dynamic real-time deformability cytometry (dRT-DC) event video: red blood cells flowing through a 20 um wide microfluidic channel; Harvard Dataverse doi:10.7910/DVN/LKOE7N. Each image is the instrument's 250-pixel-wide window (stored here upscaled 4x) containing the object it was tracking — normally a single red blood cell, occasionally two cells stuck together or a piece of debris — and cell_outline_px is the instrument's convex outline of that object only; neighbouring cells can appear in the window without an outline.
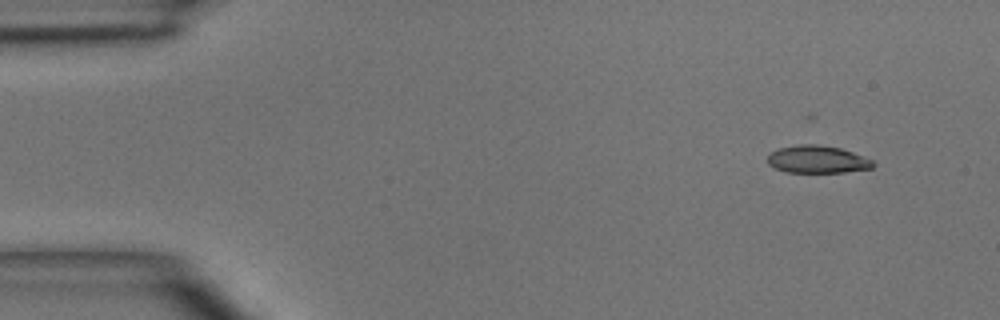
{"species": "common noctule bat (a hibernating species)", "species_latin": "Nyctalus noctula", "temperature_condition": "room temperature", "stored_images_in_passage": 7, "camera_frame_rate_fps": 3000, "um_per_image_px": 0.085, "animal": {"sex": "male", "body_mass_g": 15.6}, "frame": {"image": 1, "passage_image": 2, "time_ms": 1.333, "image_size_px": [1000, 320], "cell_outline_px": [[876, 164], [872, 168], [844, 172], [788, 172], [772, 168], [768, 164], [768, 156], [772, 152], [780, 148], [800, 144], [816, 144], [840, 148], [852, 152], [872, 160]], "centroid_in_image_um": [69.47, 13.55], "position_along_channel_um": 15.5, "area_um2": 16.82}}